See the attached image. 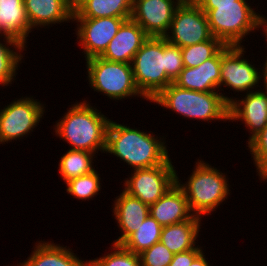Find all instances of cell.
<instances>
[{
	"instance_id": "cell-9",
	"label": "cell",
	"mask_w": 267,
	"mask_h": 266,
	"mask_svg": "<svg viewBox=\"0 0 267 266\" xmlns=\"http://www.w3.org/2000/svg\"><path fill=\"white\" fill-rule=\"evenodd\" d=\"M33 96H21L0 107V145L14 142L34 132L44 118L46 105ZM2 108V109H1ZM6 142V143H5Z\"/></svg>"
},
{
	"instance_id": "cell-13",
	"label": "cell",
	"mask_w": 267,
	"mask_h": 266,
	"mask_svg": "<svg viewBox=\"0 0 267 266\" xmlns=\"http://www.w3.org/2000/svg\"><path fill=\"white\" fill-rule=\"evenodd\" d=\"M180 0H133L131 19L149 37H164Z\"/></svg>"
},
{
	"instance_id": "cell-31",
	"label": "cell",
	"mask_w": 267,
	"mask_h": 266,
	"mask_svg": "<svg viewBox=\"0 0 267 266\" xmlns=\"http://www.w3.org/2000/svg\"><path fill=\"white\" fill-rule=\"evenodd\" d=\"M141 266H168L174 254L160 241L139 254Z\"/></svg>"
},
{
	"instance_id": "cell-16",
	"label": "cell",
	"mask_w": 267,
	"mask_h": 266,
	"mask_svg": "<svg viewBox=\"0 0 267 266\" xmlns=\"http://www.w3.org/2000/svg\"><path fill=\"white\" fill-rule=\"evenodd\" d=\"M122 191V192H121ZM115 197L112 213L121 235L112 243L121 245L149 215V205L138 198L132 197L123 190Z\"/></svg>"
},
{
	"instance_id": "cell-29",
	"label": "cell",
	"mask_w": 267,
	"mask_h": 266,
	"mask_svg": "<svg viewBox=\"0 0 267 266\" xmlns=\"http://www.w3.org/2000/svg\"><path fill=\"white\" fill-rule=\"evenodd\" d=\"M104 256L89 260V266H141L140 256L125 249L122 245L111 244Z\"/></svg>"
},
{
	"instance_id": "cell-4",
	"label": "cell",
	"mask_w": 267,
	"mask_h": 266,
	"mask_svg": "<svg viewBox=\"0 0 267 266\" xmlns=\"http://www.w3.org/2000/svg\"><path fill=\"white\" fill-rule=\"evenodd\" d=\"M157 104L176 115L198 122H229V104L219 91L200 92L184 89L172 82L150 103Z\"/></svg>"
},
{
	"instance_id": "cell-32",
	"label": "cell",
	"mask_w": 267,
	"mask_h": 266,
	"mask_svg": "<svg viewBox=\"0 0 267 266\" xmlns=\"http://www.w3.org/2000/svg\"><path fill=\"white\" fill-rule=\"evenodd\" d=\"M181 48L166 40V75L174 82L183 70Z\"/></svg>"
},
{
	"instance_id": "cell-40",
	"label": "cell",
	"mask_w": 267,
	"mask_h": 266,
	"mask_svg": "<svg viewBox=\"0 0 267 266\" xmlns=\"http://www.w3.org/2000/svg\"><path fill=\"white\" fill-rule=\"evenodd\" d=\"M15 265L19 266V265H18V261H17V264L15 263ZM15 265H14V264H11L10 266H15ZM6 266H7V265H6ZM8 266H9V265H8Z\"/></svg>"
},
{
	"instance_id": "cell-11",
	"label": "cell",
	"mask_w": 267,
	"mask_h": 266,
	"mask_svg": "<svg viewBox=\"0 0 267 266\" xmlns=\"http://www.w3.org/2000/svg\"><path fill=\"white\" fill-rule=\"evenodd\" d=\"M212 34L205 12L196 2H181L164 38L180 48L209 40Z\"/></svg>"
},
{
	"instance_id": "cell-6",
	"label": "cell",
	"mask_w": 267,
	"mask_h": 266,
	"mask_svg": "<svg viewBox=\"0 0 267 266\" xmlns=\"http://www.w3.org/2000/svg\"><path fill=\"white\" fill-rule=\"evenodd\" d=\"M86 62L88 86L94 92L101 93L111 100L141 98L149 101L138 89L131 64L112 62L100 56L92 57Z\"/></svg>"
},
{
	"instance_id": "cell-14",
	"label": "cell",
	"mask_w": 267,
	"mask_h": 266,
	"mask_svg": "<svg viewBox=\"0 0 267 266\" xmlns=\"http://www.w3.org/2000/svg\"><path fill=\"white\" fill-rule=\"evenodd\" d=\"M230 121L244 124L249 132L247 144L267 126V92L261 88L235 98L229 104Z\"/></svg>"
},
{
	"instance_id": "cell-3",
	"label": "cell",
	"mask_w": 267,
	"mask_h": 266,
	"mask_svg": "<svg viewBox=\"0 0 267 266\" xmlns=\"http://www.w3.org/2000/svg\"><path fill=\"white\" fill-rule=\"evenodd\" d=\"M192 173L183 183L176 173V184L183 190L187 197L190 211L200 218L210 216L217 212L216 209L231 197V185L227 173L201 158L196 159ZM226 200V201H225Z\"/></svg>"
},
{
	"instance_id": "cell-27",
	"label": "cell",
	"mask_w": 267,
	"mask_h": 266,
	"mask_svg": "<svg viewBox=\"0 0 267 266\" xmlns=\"http://www.w3.org/2000/svg\"><path fill=\"white\" fill-rule=\"evenodd\" d=\"M225 44L218 38L211 37L209 40L185 46L181 48L184 67H198L207 59L214 57Z\"/></svg>"
},
{
	"instance_id": "cell-18",
	"label": "cell",
	"mask_w": 267,
	"mask_h": 266,
	"mask_svg": "<svg viewBox=\"0 0 267 266\" xmlns=\"http://www.w3.org/2000/svg\"><path fill=\"white\" fill-rule=\"evenodd\" d=\"M31 28H48L73 20V10L68 0H24Z\"/></svg>"
},
{
	"instance_id": "cell-34",
	"label": "cell",
	"mask_w": 267,
	"mask_h": 266,
	"mask_svg": "<svg viewBox=\"0 0 267 266\" xmlns=\"http://www.w3.org/2000/svg\"><path fill=\"white\" fill-rule=\"evenodd\" d=\"M237 0H196L201 10L207 13L210 9H214V5L236 4Z\"/></svg>"
},
{
	"instance_id": "cell-36",
	"label": "cell",
	"mask_w": 267,
	"mask_h": 266,
	"mask_svg": "<svg viewBox=\"0 0 267 266\" xmlns=\"http://www.w3.org/2000/svg\"><path fill=\"white\" fill-rule=\"evenodd\" d=\"M206 250H203L190 264V266H211L209 260H206L205 253Z\"/></svg>"
},
{
	"instance_id": "cell-2",
	"label": "cell",
	"mask_w": 267,
	"mask_h": 266,
	"mask_svg": "<svg viewBox=\"0 0 267 266\" xmlns=\"http://www.w3.org/2000/svg\"><path fill=\"white\" fill-rule=\"evenodd\" d=\"M70 106L56 124L53 123L56 137L69 143V149L104 153L109 117L85 98Z\"/></svg>"
},
{
	"instance_id": "cell-10",
	"label": "cell",
	"mask_w": 267,
	"mask_h": 266,
	"mask_svg": "<svg viewBox=\"0 0 267 266\" xmlns=\"http://www.w3.org/2000/svg\"><path fill=\"white\" fill-rule=\"evenodd\" d=\"M175 168L170 158L158 166L130 170L131 175L123 180V191L150 206L176 183Z\"/></svg>"
},
{
	"instance_id": "cell-12",
	"label": "cell",
	"mask_w": 267,
	"mask_h": 266,
	"mask_svg": "<svg viewBox=\"0 0 267 266\" xmlns=\"http://www.w3.org/2000/svg\"><path fill=\"white\" fill-rule=\"evenodd\" d=\"M131 17L73 18L78 47L85 60L100 56L114 38L122 23Z\"/></svg>"
},
{
	"instance_id": "cell-23",
	"label": "cell",
	"mask_w": 267,
	"mask_h": 266,
	"mask_svg": "<svg viewBox=\"0 0 267 266\" xmlns=\"http://www.w3.org/2000/svg\"><path fill=\"white\" fill-rule=\"evenodd\" d=\"M0 86L1 88L11 87L17 79V71L20 70V64L25 57L24 47L14 38L0 36ZM24 54V55H23ZM13 82V83H12Z\"/></svg>"
},
{
	"instance_id": "cell-8",
	"label": "cell",
	"mask_w": 267,
	"mask_h": 266,
	"mask_svg": "<svg viewBox=\"0 0 267 266\" xmlns=\"http://www.w3.org/2000/svg\"><path fill=\"white\" fill-rule=\"evenodd\" d=\"M246 46L225 45L221 49V66H220V87L219 92L230 104L236 97L228 96L224 93L227 88L237 95H244L251 91L261 89L259 65L245 57ZM254 63V64H253ZM256 65L258 67H256ZM223 87V89H222ZM227 87V88H226ZM242 93V94H241Z\"/></svg>"
},
{
	"instance_id": "cell-15",
	"label": "cell",
	"mask_w": 267,
	"mask_h": 266,
	"mask_svg": "<svg viewBox=\"0 0 267 266\" xmlns=\"http://www.w3.org/2000/svg\"><path fill=\"white\" fill-rule=\"evenodd\" d=\"M149 38L134 20H125L105 51L100 55L105 60L131 64L136 52Z\"/></svg>"
},
{
	"instance_id": "cell-17",
	"label": "cell",
	"mask_w": 267,
	"mask_h": 266,
	"mask_svg": "<svg viewBox=\"0 0 267 266\" xmlns=\"http://www.w3.org/2000/svg\"><path fill=\"white\" fill-rule=\"evenodd\" d=\"M71 247L53 241L37 240L31 254L19 266H89ZM80 258V259H79Z\"/></svg>"
},
{
	"instance_id": "cell-37",
	"label": "cell",
	"mask_w": 267,
	"mask_h": 266,
	"mask_svg": "<svg viewBox=\"0 0 267 266\" xmlns=\"http://www.w3.org/2000/svg\"><path fill=\"white\" fill-rule=\"evenodd\" d=\"M260 29H262V34L265 36V42L267 43V17L266 15L264 16L262 13H261V24H260ZM264 48H267L264 47Z\"/></svg>"
},
{
	"instance_id": "cell-1",
	"label": "cell",
	"mask_w": 267,
	"mask_h": 266,
	"mask_svg": "<svg viewBox=\"0 0 267 266\" xmlns=\"http://www.w3.org/2000/svg\"><path fill=\"white\" fill-rule=\"evenodd\" d=\"M164 137L110 119L104 153L115 156L132 170L158 166L170 159V149Z\"/></svg>"
},
{
	"instance_id": "cell-22",
	"label": "cell",
	"mask_w": 267,
	"mask_h": 266,
	"mask_svg": "<svg viewBox=\"0 0 267 266\" xmlns=\"http://www.w3.org/2000/svg\"><path fill=\"white\" fill-rule=\"evenodd\" d=\"M202 218L193 215L189 220L162 227L160 242L173 254L197 247Z\"/></svg>"
},
{
	"instance_id": "cell-21",
	"label": "cell",
	"mask_w": 267,
	"mask_h": 266,
	"mask_svg": "<svg viewBox=\"0 0 267 266\" xmlns=\"http://www.w3.org/2000/svg\"><path fill=\"white\" fill-rule=\"evenodd\" d=\"M32 31L24 0H0V36L14 38L27 48Z\"/></svg>"
},
{
	"instance_id": "cell-26",
	"label": "cell",
	"mask_w": 267,
	"mask_h": 266,
	"mask_svg": "<svg viewBox=\"0 0 267 266\" xmlns=\"http://www.w3.org/2000/svg\"><path fill=\"white\" fill-rule=\"evenodd\" d=\"M161 231L162 226L149 214L138 229L121 245L125 249L139 255L160 241Z\"/></svg>"
},
{
	"instance_id": "cell-35",
	"label": "cell",
	"mask_w": 267,
	"mask_h": 266,
	"mask_svg": "<svg viewBox=\"0 0 267 266\" xmlns=\"http://www.w3.org/2000/svg\"><path fill=\"white\" fill-rule=\"evenodd\" d=\"M265 63L263 62L260 66H259V72H260V87H262L264 91L267 92V56H265ZM262 66V67H261ZM262 81V82H261ZM264 84V85H263Z\"/></svg>"
},
{
	"instance_id": "cell-30",
	"label": "cell",
	"mask_w": 267,
	"mask_h": 266,
	"mask_svg": "<svg viewBox=\"0 0 267 266\" xmlns=\"http://www.w3.org/2000/svg\"><path fill=\"white\" fill-rule=\"evenodd\" d=\"M260 182H267V126L246 145Z\"/></svg>"
},
{
	"instance_id": "cell-28",
	"label": "cell",
	"mask_w": 267,
	"mask_h": 266,
	"mask_svg": "<svg viewBox=\"0 0 267 266\" xmlns=\"http://www.w3.org/2000/svg\"><path fill=\"white\" fill-rule=\"evenodd\" d=\"M100 176L95 169L91 173L73 178L65 183L67 186L65 193L73 196V198H77L79 201H89L95 196L97 197L99 191L102 190Z\"/></svg>"
},
{
	"instance_id": "cell-33",
	"label": "cell",
	"mask_w": 267,
	"mask_h": 266,
	"mask_svg": "<svg viewBox=\"0 0 267 266\" xmlns=\"http://www.w3.org/2000/svg\"><path fill=\"white\" fill-rule=\"evenodd\" d=\"M203 246L198 245L194 249L174 254L168 266H190L192 261L203 251Z\"/></svg>"
},
{
	"instance_id": "cell-7",
	"label": "cell",
	"mask_w": 267,
	"mask_h": 266,
	"mask_svg": "<svg viewBox=\"0 0 267 266\" xmlns=\"http://www.w3.org/2000/svg\"><path fill=\"white\" fill-rule=\"evenodd\" d=\"M131 67L139 91L152 101L172 83L166 75V39L149 37L136 52Z\"/></svg>"
},
{
	"instance_id": "cell-24",
	"label": "cell",
	"mask_w": 267,
	"mask_h": 266,
	"mask_svg": "<svg viewBox=\"0 0 267 266\" xmlns=\"http://www.w3.org/2000/svg\"><path fill=\"white\" fill-rule=\"evenodd\" d=\"M133 0H84L73 18L131 17Z\"/></svg>"
},
{
	"instance_id": "cell-25",
	"label": "cell",
	"mask_w": 267,
	"mask_h": 266,
	"mask_svg": "<svg viewBox=\"0 0 267 266\" xmlns=\"http://www.w3.org/2000/svg\"><path fill=\"white\" fill-rule=\"evenodd\" d=\"M97 158V154L83 150L68 149L65 154H62L58 162V172L61 179L67 181L79 176L91 173L95 170L93 165Z\"/></svg>"
},
{
	"instance_id": "cell-5",
	"label": "cell",
	"mask_w": 267,
	"mask_h": 266,
	"mask_svg": "<svg viewBox=\"0 0 267 266\" xmlns=\"http://www.w3.org/2000/svg\"><path fill=\"white\" fill-rule=\"evenodd\" d=\"M251 5L248 0H237L236 4L214 5V9L206 13L212 36L225 45L244 46L243 41L247 40L248 35L251 36V32L261 30V12H256V8L253 9Z\"/></svg>"
},
{
	"instance_id": "cell-20",
	"label": "cell",
	"mask_w": 267,
	"mask_h": 266,
	"mask_svg": "<svg viewBox=\"0 0 267 266\" xmlns=\"http://www.w3.org/2000/svg\"><path fill=\"white\" fill-rule=\"evenodd\" d=\"M149 214L162 227L184 222L193 216L185 193L176 183L157 202L149 206Z\"/></svg>"
},
{
	"instance_id": "cell-38",
	"label": "cell",
	"mask_w": 267,
	"mask_h": 266,
	"mask_svg": "<svg viewBox=\"0 0 267 266\" xmlns=\"http://www.w3.org/2000/svg\"><path fill=\"white\" fill-rule=\"evenodd\" d=\"M84 0H68L69 6L74 11Z\"/></svg>"
},
{
	"instance_id": "cell-39",
	"label": "cell",
	"mask_w": 267,
	"mask_h": 266,
	"mask_svg": "<svg viewBox=\"0 0 267 266\" xmlns=\"http://www.w3.org/2000/svg\"><path fill=\"white\" fill-rule=\"evenodd\" d=\"M181 2H196V0H180Z\"/></svg>"
},
{
	"instance_id": "cell-19",
	"label": "cell",
	"mask_w": 267,
	"mask_h": 266,
	"mask_svg": "<svg viewBox=\"0 0 267 266\" xmlns=\"http://www.w3.org/2000/svg\"><path fill=\"white\" fill-rule=\"evenodd\" d=\"M220 66L221 50L198 67H184L174 83L181 88L192 91H219Z\"/></svg>"
}]
</instances>
